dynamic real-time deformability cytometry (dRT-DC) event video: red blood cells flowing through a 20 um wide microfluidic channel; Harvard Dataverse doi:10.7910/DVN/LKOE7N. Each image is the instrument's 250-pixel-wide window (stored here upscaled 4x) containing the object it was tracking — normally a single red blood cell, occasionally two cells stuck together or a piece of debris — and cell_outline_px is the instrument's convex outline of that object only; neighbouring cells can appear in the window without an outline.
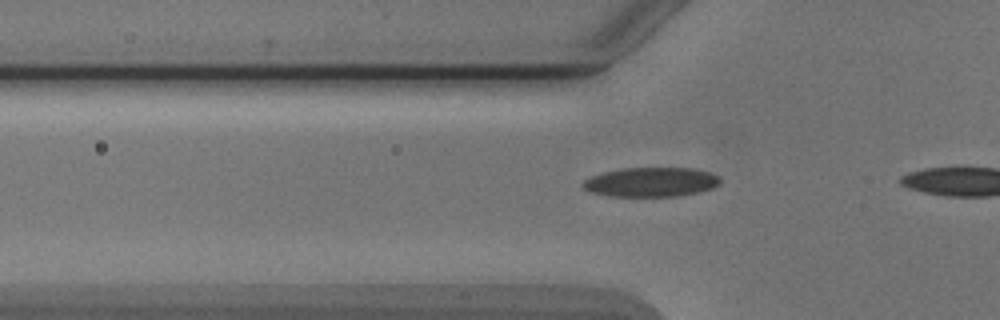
{"species": "Egyptian fruit bat (a non-hibernating species)", "species_latin": "Rousettus aegyptiacus", "temperature_condition": "cold", "stored_images_in_passage": 5, "camera_frame_rate_fps": 3000, "um_per_image_px": 0.085, "animal": {"sex": "male"}, "frame": {"image": 1, "passage_image": 5, "time_ms": 4.667, "image_size_px": [1000, 320], "cell_outline_px": [[720, 184], [712, 188], [700, 192], [676, 196], [608, 196], [592, 192], [584, 188], [580, 184], [584, 180], [592, 176], [604, 172], [624, 168], [696, 168], [708, 172], [716, 176], [720, 180]], "centroid_in_image_um": [55.33, 15.47], "position_along_channel_um": 70.5, "area_um2": 23.41}}